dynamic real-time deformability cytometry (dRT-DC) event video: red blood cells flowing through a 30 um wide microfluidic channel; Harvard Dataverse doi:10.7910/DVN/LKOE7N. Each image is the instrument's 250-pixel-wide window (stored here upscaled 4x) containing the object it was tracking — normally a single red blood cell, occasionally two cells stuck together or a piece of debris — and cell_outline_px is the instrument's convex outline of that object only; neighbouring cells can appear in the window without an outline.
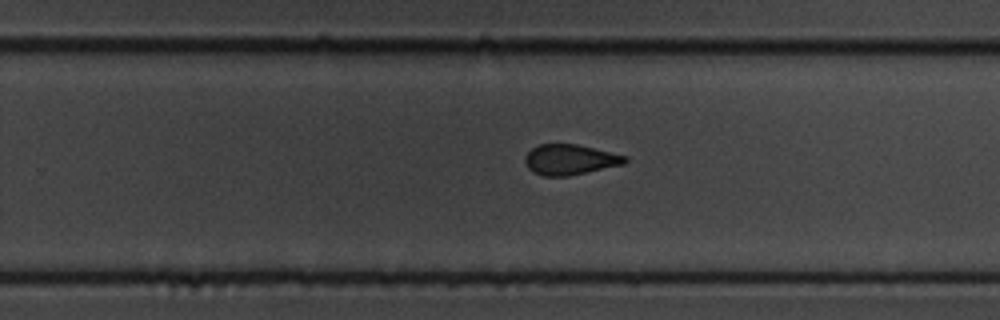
{"species": "common noctule bat (a hibernating species)", "species_latin": "Nyctalus noctula", "temperature_condition": "cold", "stored_images_in_passage": 9, "camera_frame_rate_fps": 3000, "um_per_image_px": 0.085, "animal": {"sex": "male", "body_mass_g": 19.5, "forearm_length_mm": 54.6}, "frame": {"image": 1, "passage_image": 9, "time_ms": 2.667, "image_size_px": [1000, 320], "cell_outline_px": [[628, 160], [624, 164], [568, 176], [544, 176], [532, 172], [528, 168], [524, 160], [524, 156], [532, 148], [540, 144], [576, 144], [628, 156]], "centroid_in_image_um": [48.43, 13.57], "position_along_channel_um": 281.4, "area_um2": 17.69}}